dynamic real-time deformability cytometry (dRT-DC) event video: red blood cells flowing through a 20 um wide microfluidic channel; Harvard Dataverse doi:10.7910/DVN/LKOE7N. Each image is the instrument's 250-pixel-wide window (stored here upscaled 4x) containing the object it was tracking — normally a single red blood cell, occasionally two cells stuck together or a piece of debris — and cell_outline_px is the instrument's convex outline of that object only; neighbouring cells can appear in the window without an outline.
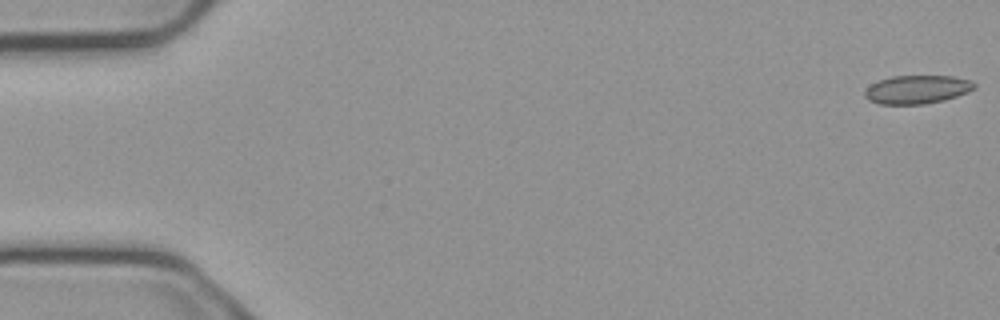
{"species": "common noctule bat (a hibernating species)", "species_latin": "Nyctalus noctula", "temperature_condition": "cold", "stored_images_in_passage": 55, "camera_frame_rate_fps": 3000, "um_per_image_px": 0.085, "animal": {"sex": "male", "body_mass_g": 23.1, "forearm_length_mm": 52.7}, "frame": {"image": 1, "passage_image": 1, "time_ms": 0.0, "image_size_px": [1000, 320], "cell_outline_px": [[976, 88], [968, 92], [944, 100], [924, 104], [880, 104], [868, 100], [864, 96], [864, 92], [872, 84], [880, 80], [892, 76], [952, 76], [972, 80], [976, 84]], "centroid_in_image_um": [77.98, 7.6], "position_along_channel_um": 7.0, "area_um2": 18.15}}
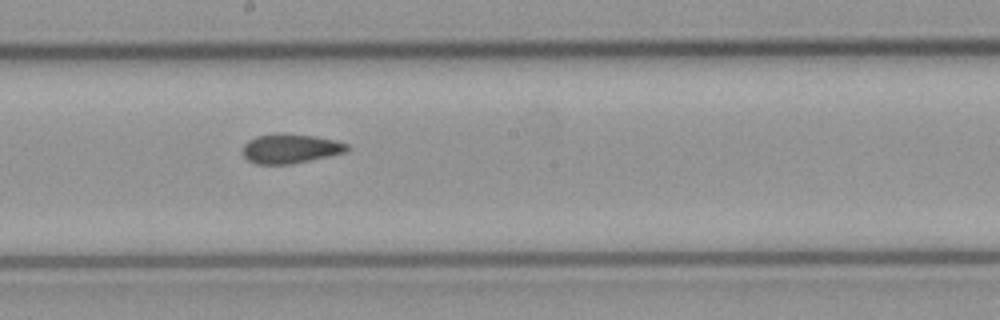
{"frame": {"image": 2, "passage_image": 30, "time_ms": 9.667, "image_size_px": [1000, 320], "cell_outline_px": [[352, 148], [348, 152], [292, 164], [256, 164], [248, 160], [244, 156], [244, 144], [248, 140], [256, 136], [276, 132], [280, 132], [316, 136], [336, 140], [348, 144]], "centroid_in_image_um": [24.73, 12.61], "position_along_channel_um": 223.5, "area_um2": 18.26}}
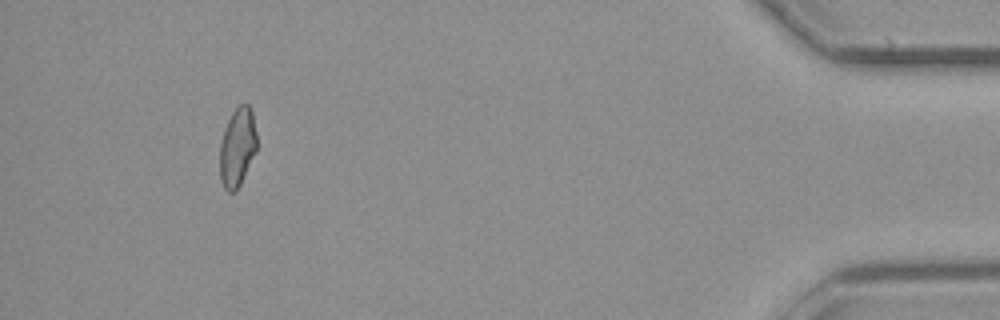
{"frame": {"image": 3, "passage_image": 51, "time_ms": 16.667, "image_size_px": [1000, 320], "cell_outline_px": [[256, 152], [236, 192], [228, 192], [224, 188], [220, 180], [220, 144], [224, 128], [232, 112], [240, 104], [248, 104], [252, 108], [256, 132]], "centroid_in_image_um": [20.18, 12.51], "position_along_channel_um": 415.0, "area_um2": 17.11}, "authors_computed_cell_mechanics": {"area_um2": 18.0336, "velocity_mm_per_s": 3.7614, "shape_relaxation_time_tau1_ms": null, "shape_relaxation_time_tau2_ms": 2.5287, "deformation_change_tau1": null, "deformation_change_tau2": 0.0826}}